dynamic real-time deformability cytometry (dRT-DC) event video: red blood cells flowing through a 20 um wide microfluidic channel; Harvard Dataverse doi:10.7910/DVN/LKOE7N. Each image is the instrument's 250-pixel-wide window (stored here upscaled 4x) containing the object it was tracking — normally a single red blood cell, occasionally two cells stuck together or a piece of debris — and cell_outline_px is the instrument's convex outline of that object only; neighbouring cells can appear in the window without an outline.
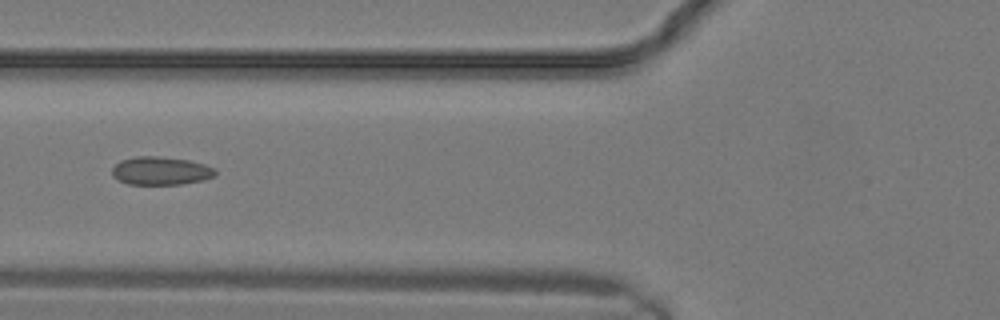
{"species": "common noctule bat (a hibernating species)", "species_latin": "Nyctalus noctula", "temperature_condition": "warm", "stored_images_in_passage": 6, "camera_frame_rate_fps": 3000, "um_per_image_px": 0.085, "animal": {"sex": "male", "body_mass_g": 19.2, "forearm_length_mm": 51.8}, "frame": {"image": 1, "passage_image": 5, "time_ms": 1.333, "image_size_px": [1000, 320], "cell_outline_px": [[216, 172], [212, 176], [204, 180], [180, 184], [128, 184], [112, 176], [112, 168], [120, 160], [136, 156], [156, 156], [188, 160], [204, 164], [216, 168]], "centroid_in_image_um": [13.65, 14.51], "position_along_channel_um": 112.1, "area_um2": 16.88}}